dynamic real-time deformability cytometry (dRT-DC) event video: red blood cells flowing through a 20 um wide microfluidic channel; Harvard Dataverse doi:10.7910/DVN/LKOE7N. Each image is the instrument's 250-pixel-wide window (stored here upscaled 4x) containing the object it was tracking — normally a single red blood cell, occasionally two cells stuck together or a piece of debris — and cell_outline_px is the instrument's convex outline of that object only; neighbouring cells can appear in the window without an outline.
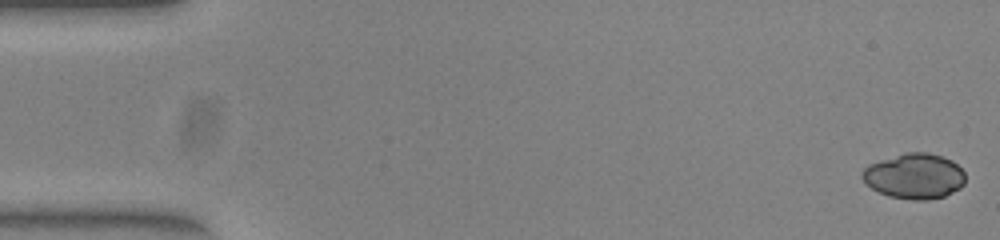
{"species": "common noctule bat (a hibernating species)", "species_latin": "Nyctalus noctula", "temperature_condition": "warm", "stored_images_in_passage": 52, "camera_frame_rate_fps": 3000, "um_per_image_px": 0.085, "animal": {"sex": "female", "body_mass_g": 23.0, "forearm_length_mm": 53.4}, "frame": {"image": 1, "passage_image": 1, "time_ms": 0.0, "image_size_px": [1000, 240], "cell_outline_px": [[964, 184], [960, 188], [944, 196], [928, 200], [912, 200], [888, 196], [864, 184], [860, 176], [860, 172], [868, 164], [904, 152], [928, 152], [952, 160], [964, 172]], "centroid_in_image_um": [77.68, 14.97], "position_along_channel_um": 7.3, "area_um2": 27.46}}
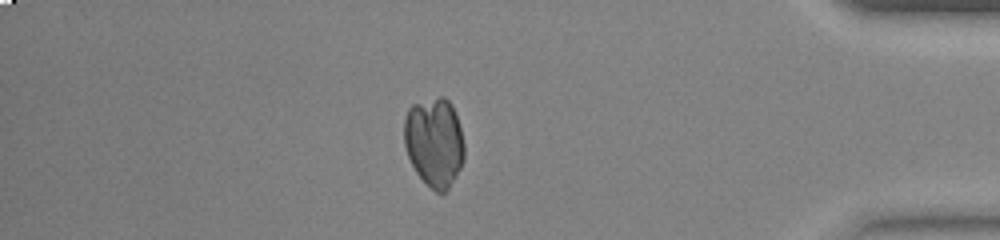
{"frame": {"image": 2, "passage_image": 45, "time_ms": 14.667, "image_size_px": [1000, 240], "cell_outline_px": [[464, 160], [456, 176], [448, 188], [444, 192], [436, 192], [416, 172], [408, 156], [404, 144], [404, 120], [408, 108], [412, 104], [440, 96], [444, 96], [452, 104], [460, 128], [464, 144]], "centroid_in_image_um": [36.91, 12.05], "position_along_channel_um": 398.3, "area_um2": 31.15}}
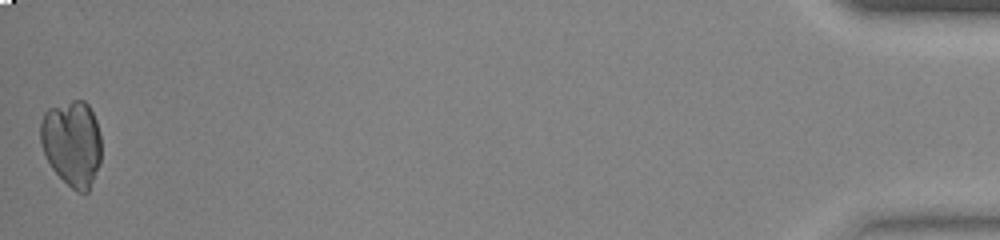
{"frame": {"image": 3, "passage_image": 52, "time_ms": 17.0, "image_size_px": [1000, 240], "cell_outline_px": [[100, 164], [88, 192], [76, 192], [52, 168], [44, 156], [40, 144], [40, 124], [44, 112], [48, 108], [72, 100], [84, 100], [88, 104], [96, 120], [100, 136]], "centroid_in_image_um": [6.1, 12.16], "position_along_channel_um": 429.1, "area_um2": 30.58}}